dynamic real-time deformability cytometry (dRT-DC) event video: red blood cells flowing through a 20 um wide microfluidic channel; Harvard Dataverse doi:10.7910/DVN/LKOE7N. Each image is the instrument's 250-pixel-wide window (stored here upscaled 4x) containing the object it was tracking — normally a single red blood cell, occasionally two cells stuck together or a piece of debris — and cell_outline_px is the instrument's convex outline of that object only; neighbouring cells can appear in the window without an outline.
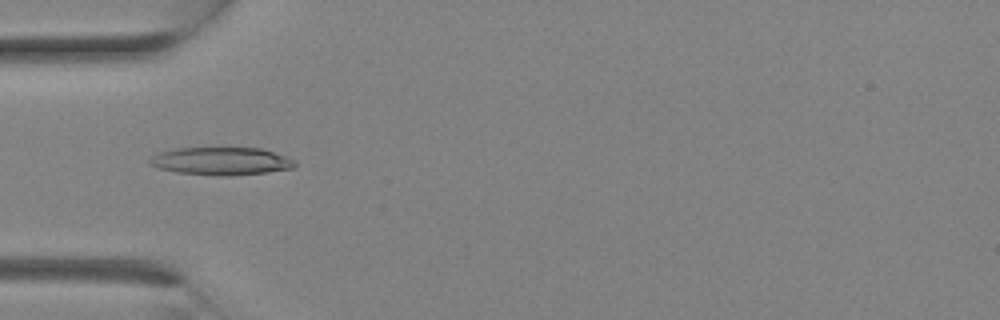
{"species": "Egyptian fruit bat (a non-hibernating species)", "species_latin": "Rousettus aegyptiacus", "temperature_condition": "room temperature", "stored_images_in_passage": 15, "camera_frame_rate_fps": 3000, "um_per_image_px": 0.085, "animal": {"sex": "female"}, "frame": {"image": 1, "passage_image": 9, "time_ms": 2.667, "image_size_px": [1000, 320], "cell_outline_px": [[296, 164], [292, 168], [268, 172], [232, 176], [220, 176], [176, 172], [156, 168], [148, 164], [148, 160], [152, 156], [160, 152], [176, 148], [260, 148], [296, 160]], "centroid_in_image_um": [18.76, 13.7], "position_along_channel_um": 66.2, "area_um2": 23.58}}
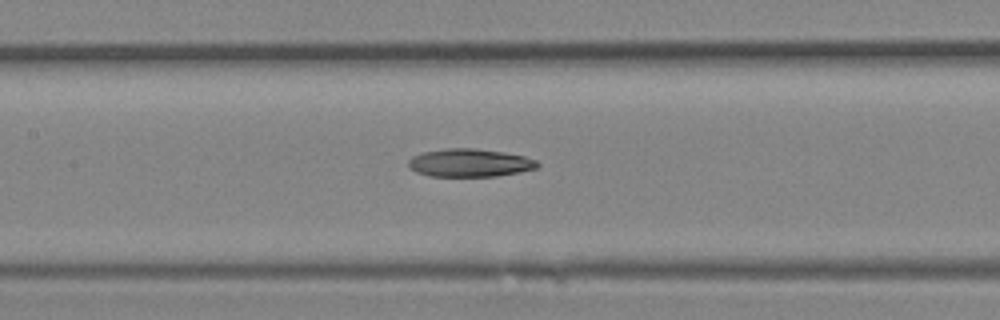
{"frame": {"image": 2, "passage_image": 13, "time_ms": 4.0, "image_size_px": [1000, 320], "cell_outline_px": [[540, 164], [536, 168], [520, 172], [496, 176], [428, 176], [416, 172], [408, 168], [408, 160], [412, 156], [424, 152], [444, 148], [472, 148], [504, 152], [524, 156], [536, 160]], "centroid_in_image_um": [39.9, 13.84], "position_along_channel_um": 167.5, "area_um2": 21.15}}
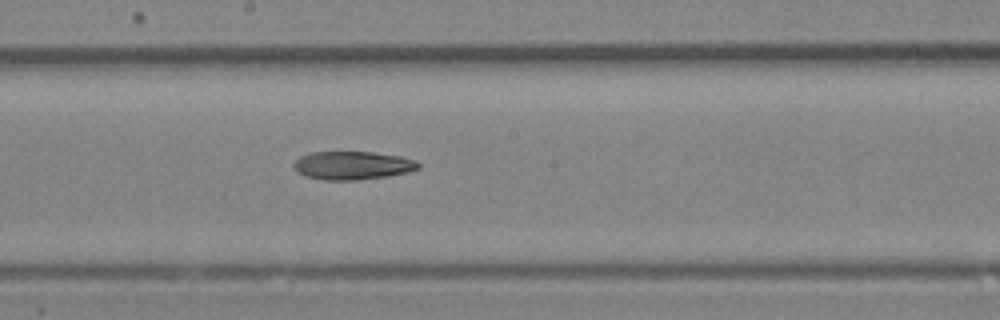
{"frame": {"image": 3, "passage_image": 15, "time_ms": 4.667, "image_size_px": [1000, 320], "cell_outline_px": [[420, 168], [408, 172], [388, 176], [356, 180], [324, 180], [304, 176], [296, 172], [292, 164], [300, 156], [312, 152], [372, 152], [400, 156], [416, 160], [420, 164]], "centroid_in_image_um": [29.95, 14.06], "position_along_channel_um": 218.2, "area_um2": 20.69}}